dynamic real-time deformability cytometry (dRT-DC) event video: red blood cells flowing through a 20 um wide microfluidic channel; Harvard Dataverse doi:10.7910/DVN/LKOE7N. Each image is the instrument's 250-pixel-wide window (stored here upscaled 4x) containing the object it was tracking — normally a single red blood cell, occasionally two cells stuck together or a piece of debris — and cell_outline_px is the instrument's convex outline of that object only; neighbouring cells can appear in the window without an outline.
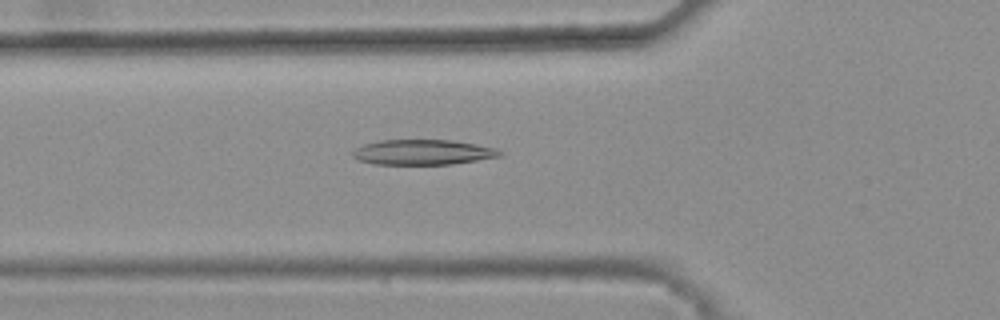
{"species": "common noctule bat (a hibernating species)", "species_latin": "Nyctalus noctula", "temperature_condition": "warm", "stored_images_in_passage": 39, "camera_frame_rate_fps": 3000, "um_per_image_px": 0.085, "animal": {"sex": "female", "body_mass_g": 25.1}, "frame": {"image": 1, "passage_image": 11, "time_ms": 3.333, "image_size_px": [1000, 320], "cell_outline_px": [[504, 152], [500, 156], [452, 164], [376, 164], [360, 160], [352, 156], [352, 152], [356, 148], [364, 144], [380, 140], [448, 140], [476, 144], [496, 148]], "centroid_in_image_um": [35.95, 12.93], "position_along_channel_um": 89.9, "area_um2": 21.39}}
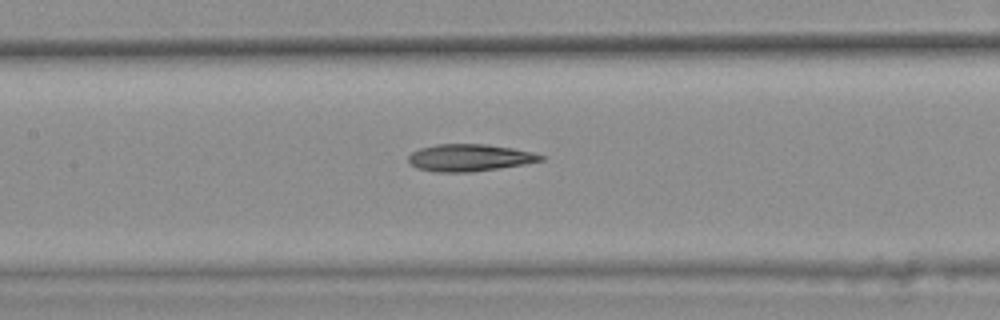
{"frame": {"image": 2, "passage_image": 17, "time_ms": 5.333, "image_size_px": [1000, 320], "cell_outline_px": [[544, 160], [524, 164], [472, 172], [436, 172], [416, 168], [408, 164], [408, 156], [412, 152], [420, 148], [436, 144], [484, 144], [512, 148], [532, 152], [544, 156]], "centroid_in_image_um": [39.86, 13.41], "position_along_channel_um": 167.5, "area_um2": 20.92}}
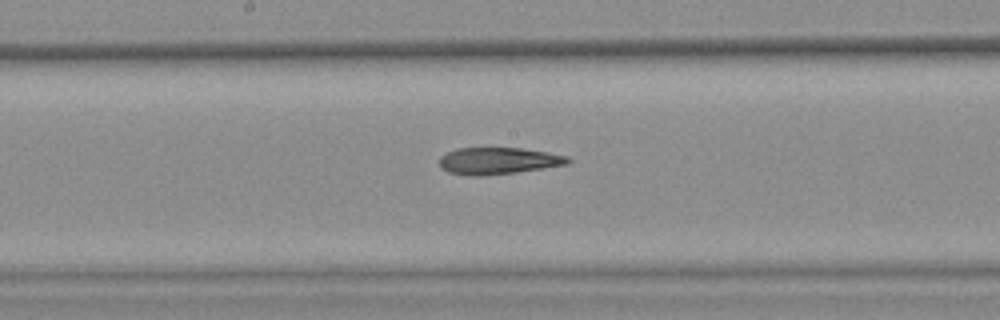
{"frame": {"image": 3, "passage_image": 20, "time_ms": 6.333, "image_size_px": [1000, 320], "cell_outline_px": [[572, 160], [568, 164], [516, 172], [480, 176], [472, 176], [448, 172], [440, 168], [440, 156], [456, 148], [520, 148], [548, 152], [568, 156]], "centroid_in_image_um": [42.35, 13.67], "position_along_channel_um": 205.9, "area_um2": 20.06}, "authors_computed_cell_mechanics": {"area_um2": 20.7502, "velocity_mm_per_s": 3.8624, "shape_relaxation_time_tau1_ms": null, "shape_relaxation_time_tau2_ms": 7.7816, "deformation_change_tau1": null, "deformation_change_tau2": 0.213}}